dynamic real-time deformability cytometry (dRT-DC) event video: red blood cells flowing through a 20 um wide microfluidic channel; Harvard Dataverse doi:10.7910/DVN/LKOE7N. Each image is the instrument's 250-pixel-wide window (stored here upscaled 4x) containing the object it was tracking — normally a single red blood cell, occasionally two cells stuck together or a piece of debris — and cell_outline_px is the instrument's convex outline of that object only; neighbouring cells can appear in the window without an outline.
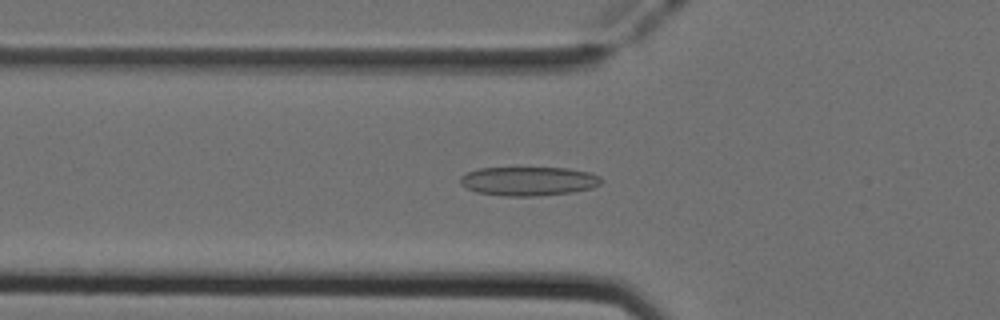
{"species": "Egyptian fruit bat (a non-hibernating species)", "species_latin": "Rousettus aegyptiacus", "temperature_condition": "cold", "stored_images_in_passage": 51, "camera_frame_rate_fps": 3000, "um_per_image_px": 0.085, "animal": {"sex": "female"}, "frame": {"image": 1, "passage_image": 18, "time_ms": 5.667, "image_size_px": [1000, 320], "cell_outline_px": [[604, 180], [600, 184], [592, 188], [572, 192], [536, 196], [504, 196], [476, 192], [460, 184], [460, 176], [468, 172], [480, 168], [568, 168], [588, 172], [600, 176]], "centroid_in_image_um": [44.94, 15.4], "position_along_channel_um": 80.9, "area_um2": 23.81}}
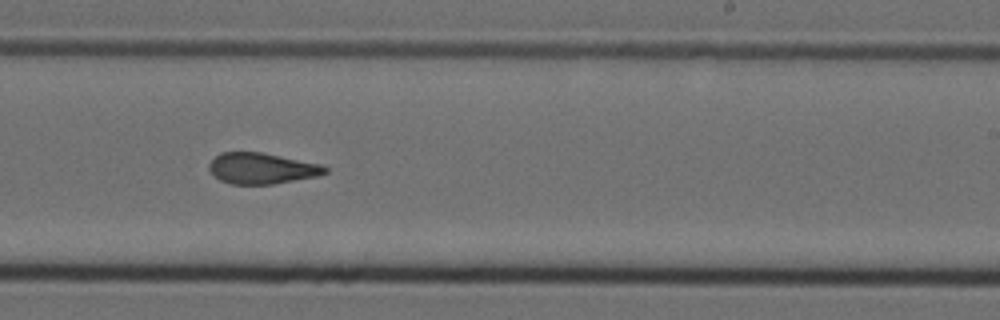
{"frame": {"image": 2, "passage_image": 32, "time_ms": 10.333, "image_size_px": [1000, 320], "cell_outline_px": [[328, 172], [320, 176], [272, 184], [228, 184], [220, 180], [208, 168], [208, 164], [220, 152], [260, 152], [324, 164], [328, 168]], "centroid_in_image_um": [22.3, 14.31], "position_along_channel_um": 266.7, "area_um2": 21.1}}
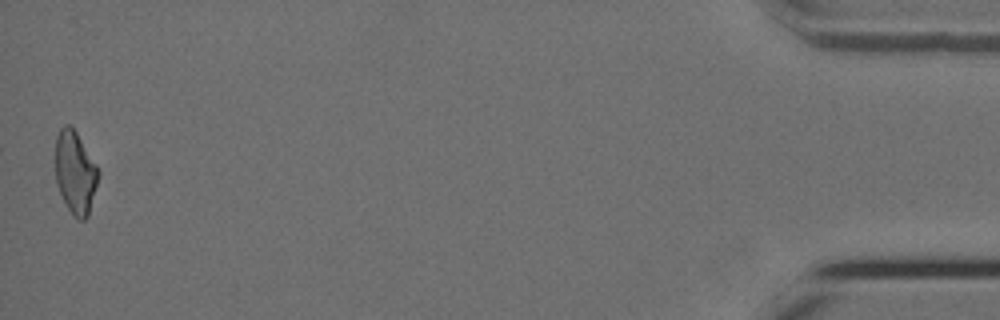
{"frame": {"image": 3, "passage_image": 51, "time_ms": 16.667, "image_size_px": [1000, 320], "cell_outline_px": [[100, 172], [88, 216], [84, 220], [76, 220], [72, 216], [56, 184], [56, 136], [60, 128], [64, 124], [68, 124], [76, 132], [96, 164]], "centroid_in_image_um": [6.39, 14.68], "position_along_channel_um": 428.8, "area_um2": 20.58}, "authors_computed_cell_mechanics": {"area_um2": 21.6172, "velocity_mm_per_s": 3.9632, "shape_relaxation_time_tau1_ms": null, "shape_relaxation_time_tau2_ms": 2.3575, "deformation_change_tau1": null, "deformation_change_tau2": 0.0943}}